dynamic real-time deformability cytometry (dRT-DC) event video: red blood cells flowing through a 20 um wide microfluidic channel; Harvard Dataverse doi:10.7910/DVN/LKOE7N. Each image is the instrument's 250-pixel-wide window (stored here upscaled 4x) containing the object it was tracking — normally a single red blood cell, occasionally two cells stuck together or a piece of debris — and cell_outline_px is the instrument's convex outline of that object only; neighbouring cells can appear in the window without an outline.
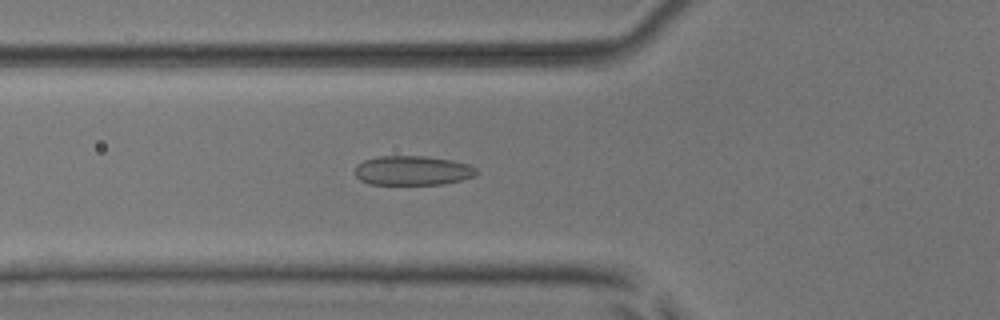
{"species": "common noctule bat (a hibernating species)", "species_latin": "Nyctalus noctula", "temperature_condition": "room temperature", "stored_images_in_passage": 28, "camera_frame_rate_fps": 3000, "um_per_image_px": 0.085, "animal": {"sex": "male", "body_mass_g": 17.9, "forearm_length_mm": 54.2}, "frame": {"image": 1, "passage_image": 2, "time_ms": 0.333, "image_size_px": [1000, 320], "cell_outline_px": [[480, 172], [476, 176], [444, 184], [368, 184], [360, 180], [356, 176], [356, 168], [364, 160], [376, 156], [424, 156], [452, 160], [468, 164], [476, 168]], "centroid_in_image_um": [35.11, 14.49], "position_along_channel_um": 90.7, "area_um2": 20.87}}
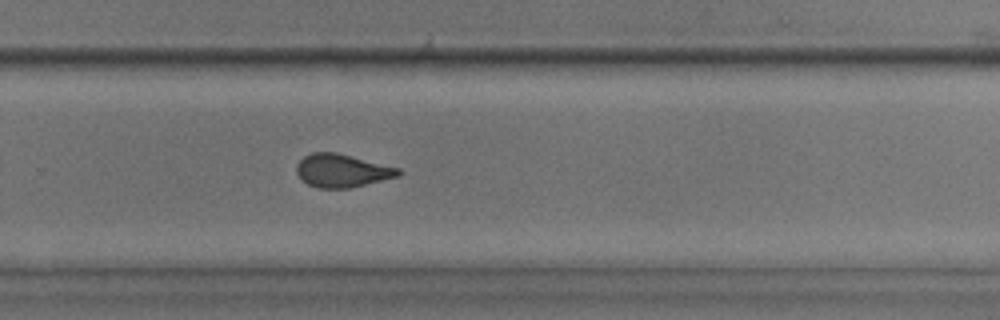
{"frame": {"image": 2, "passage_image": 18, "time_ms": 5.667, "image_size_px": [1000, 320], "cell_outline_px": [[400, 176], [348, 188], [320, 188], [308, 184], [300, 180], [296, 172], [296, 164], [304, 156], [312, 152], [336, 152], [400, 168]], "centroid_in_image_um": [29.04, 14.5], "position_along_channel_um": 300.8, "area_um2": 19.65}}
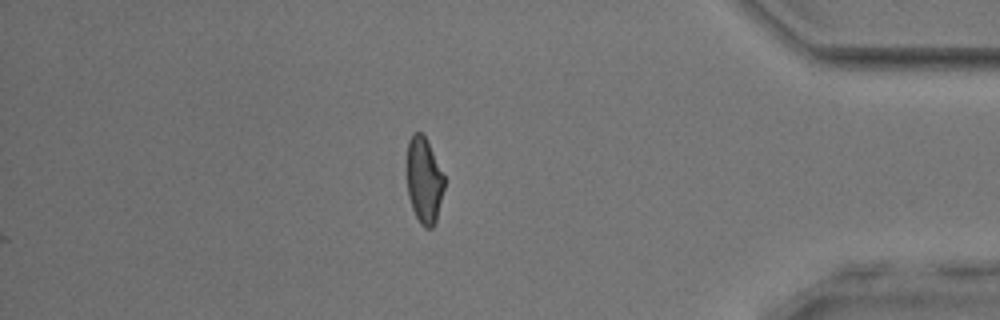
{"frame": {"image": 3, "passage_image": 28, "time_ms": 9.0, "image_size_px": [1000, 320], "cell_outline_px": [[444, 188], [436, 220], [432, 228], [424, 228], [420, 224], [412, 208], [408, 196], [404, 168], [408, 140], [412, 132], [420, 132], [424, 136], [444, 176]], "centroid_in_image_um": [35.98, 15.32], "position_along_channel_um": 399.2, "area_um2": 19.13}}